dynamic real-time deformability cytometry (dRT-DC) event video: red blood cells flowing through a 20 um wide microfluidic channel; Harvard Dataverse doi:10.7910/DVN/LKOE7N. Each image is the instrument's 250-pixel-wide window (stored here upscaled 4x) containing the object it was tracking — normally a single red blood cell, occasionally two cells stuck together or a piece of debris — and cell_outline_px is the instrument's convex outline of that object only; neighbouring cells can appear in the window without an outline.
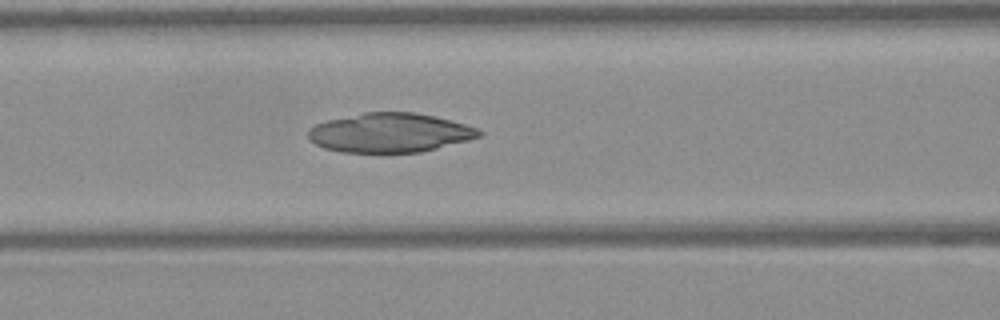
{"species": "Egyptian fruit bat (a non-hibernating species)", "species_latin": "Rousettus aegyptiacus", "temperature_condition": "warm", "stored_images_in_passage": 37, "camera_frame_rate_fps": 3000, "um_per_image_px": 0.085, "frame": {"image": 1, "passage_image": 9, "time_ms": 2.667, "image_size_px": [1000, 320], "cell_outline_px": [[484, 136], [420, 152], [340, 152], [324, 148], [308, 140], [308, 132], [316, 124], [328, 120], [364, 112], [416, 112], [436, 116], [480, 128], [484, 132]], "centroid_in_image_um": [33.18, 11.28], "position_along_channel_um": 133.4, "area_um2": 39.19}}
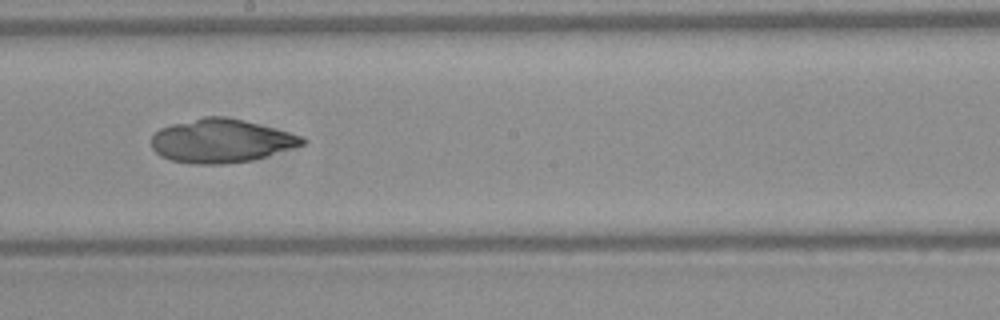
{"frame": {"image": 2, "passage_image": 16, "time_ms": 5.0, "image_size_px": [1000, 320], "cell_outline_px": [[308, 140], [304, 144], [252, 160], [220, 164], [192, 164], [172, 160], [160, 156], [152, 148], [152, 136], [160, 128], [172, 124], [204, 116], [228, 116], [244, 120], [304, 136]], "centroid_in_image_um": [18.79, 11.96], "position_along_channel_um": 229.4, "area_um2": 38.21}}
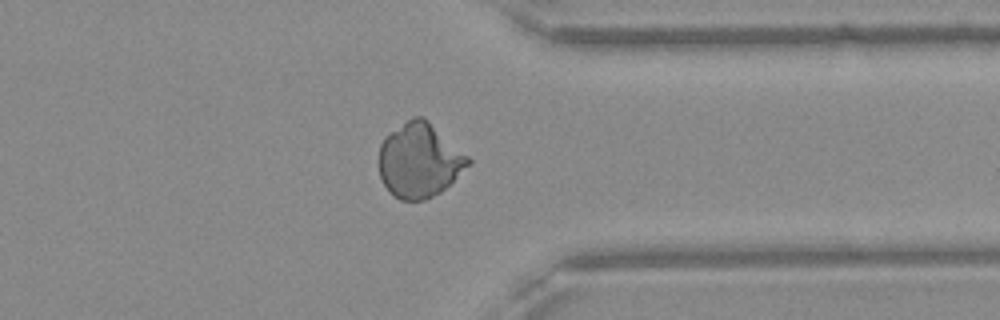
{"frame": {"image": 3, "passage_image": 27, "time_ms": 8.667, "image_size_px": [1000, 320], "cell_outline_px": [[472, 164], [440, 192], [424, 200], [400, 200], [388, 192], [380, 176], [380, 144], [384, 136], [412, 116], [424, 116], [468, 156], [472, 160]], "centroid_in_image_um": [35.65, 13.62], "position_along_channel_um": 375.7, "area_um2": 38.73}}